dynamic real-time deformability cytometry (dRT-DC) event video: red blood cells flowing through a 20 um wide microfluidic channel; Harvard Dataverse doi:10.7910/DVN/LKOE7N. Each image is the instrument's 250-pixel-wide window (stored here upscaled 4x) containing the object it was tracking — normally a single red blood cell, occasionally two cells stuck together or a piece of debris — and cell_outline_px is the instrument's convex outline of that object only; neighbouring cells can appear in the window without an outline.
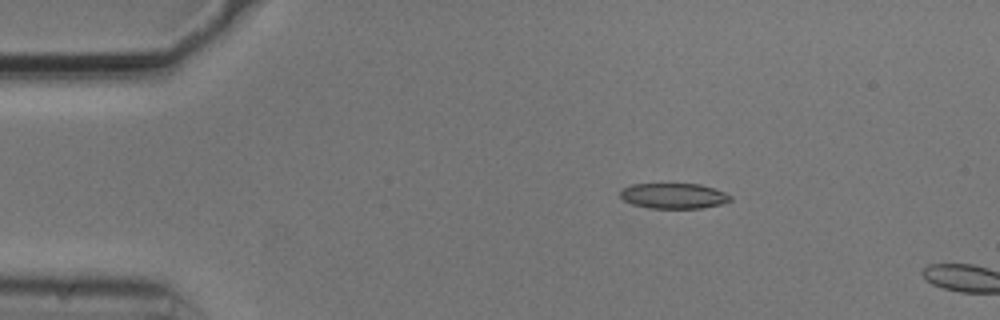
{"species": "common noctule bat (a hibernating species)", "species_latin": "Nyctalus noctula", "temperature_condition": "cold", "stored_images_in_passage": 12, "camera_frame_rate_fps": 3000, "um_per_image_px": 0.085, "animal": {"sex": "male", "body_mass_g": 20.5, "forearm_length_mm": 52.5}, "frame": {"image": 1, "passage_image": 9, "time_ms": 2.667, "image_size_px": [1000, 320], "cell_outline_px": [[732, 200], [720, 204], [700, 208], [652, 208], [632, 204], [624, 200], [620, 196], [620, 192], [624, 188], [632, 184], [700, 184], [724, 192], [732, 196]], "centroid_in_image_um": [57.27, 16.65], "position_along_channel_um": 27.7, "area_um2": 16.13}}